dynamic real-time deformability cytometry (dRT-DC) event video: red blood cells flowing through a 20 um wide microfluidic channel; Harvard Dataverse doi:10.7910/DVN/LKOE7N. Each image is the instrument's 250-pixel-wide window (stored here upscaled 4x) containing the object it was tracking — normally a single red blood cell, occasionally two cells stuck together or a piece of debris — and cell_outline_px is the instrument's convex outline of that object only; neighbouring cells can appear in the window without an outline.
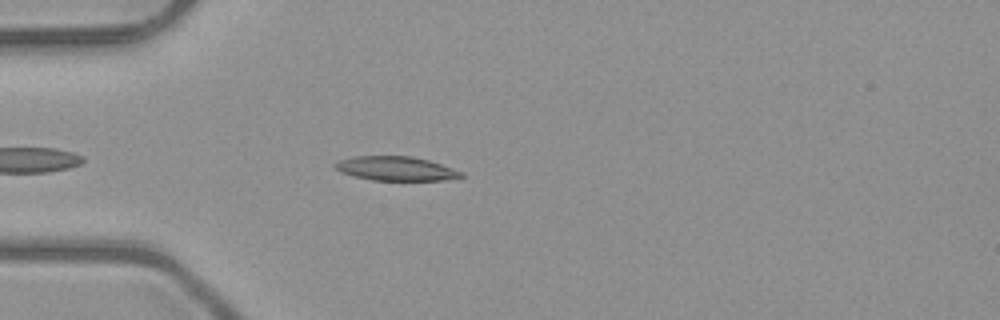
{"species": "common noctule bat (a hibernating species)", "species_latin": "Nyctalus noctula", "temperature_condition": "room temperature", "stored_images_in_passage": 28, "camera_frame_rate_fps": 3000, "um_per_image_px": 0.085, "animal": {"sex": "male", "body_mass_g": 23.1, "forearm_length_mm": 52.7}, "frame": {"image": 1, "passage_image": 6, "time_ms": 1.667, "image_size_px": [1000, 320], "cell_outline_px": [[464, 176], [444, 180], [372, 180], [340, 172], [332, 164], [336, 160], [352, 156], [412, 156], [428, 160], [464, 172]], "centroid_in_image_um": [33.61, 14.32], "position_along_channel_um": 51.4, "area_um2": 17.74}}
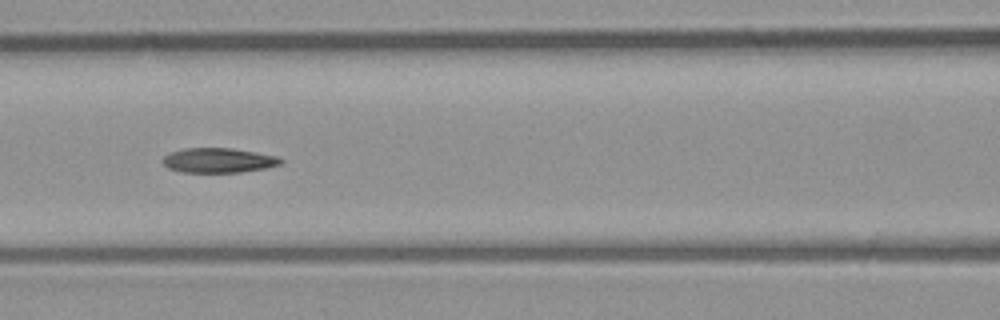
{"frame": {"image": 2, "passage_image": 14, "time_ms": 4.333, "image_size_px": [1000, 320], "cell_outline_px": [[284, 160], [280, 164], [264, 168], [240, 172], [180, 172], [168, 168], [160, 160], [168, 152], [184, 148], [232, 148], [276, 156]], "centroid_in_image_um": [18.5, 13.62], "position_along_channel_um": 148.1, "area_um2": 16.99}}
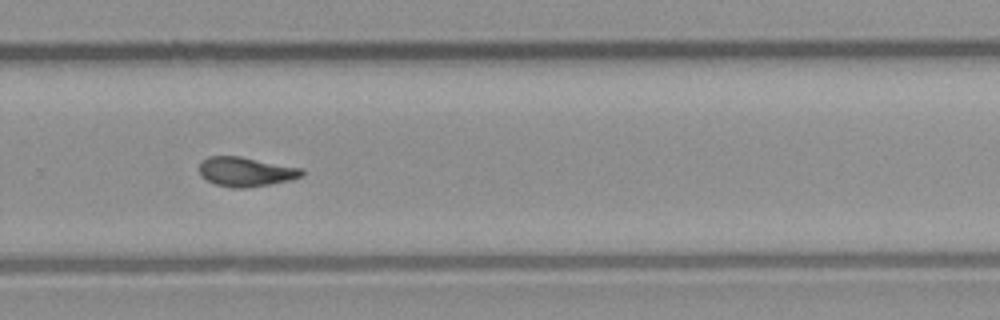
{"frame": {"image": 3, "passage_image": 26, "time_ms": 8.333, "image_size_px": [1000, 320], "cell_outline_px": [[304, 176], [292, 180], [272, 184], [244, 188], [232, 188], [216, 184], [208, 180], [200, 172], [200, 160], [208, 156], [240, 156], [304, 168]], "centroid_in_image_um": [20.96, 14.59], "position_along_channel_um": 308.8, "area_um2": 17.74}}